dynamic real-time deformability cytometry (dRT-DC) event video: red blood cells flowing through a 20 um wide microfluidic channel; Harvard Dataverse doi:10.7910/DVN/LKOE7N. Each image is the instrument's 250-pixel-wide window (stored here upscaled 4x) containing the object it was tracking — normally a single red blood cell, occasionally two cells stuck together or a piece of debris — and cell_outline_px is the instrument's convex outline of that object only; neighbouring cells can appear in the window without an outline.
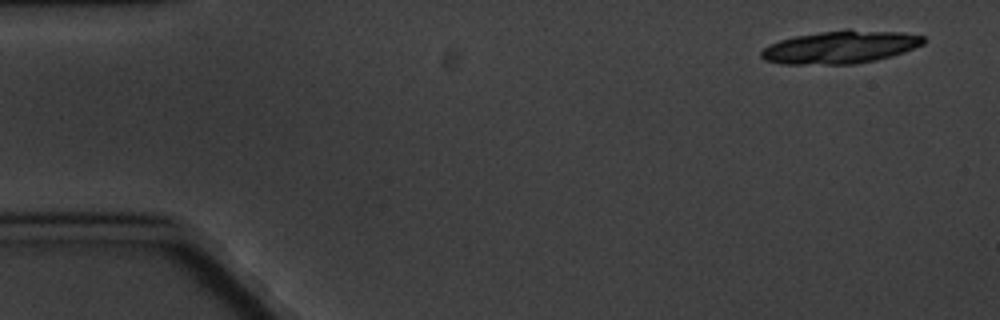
{"species": "common noctule bat (a hibernating species)", "species_latin": "Nyctalus noctula", "temperature_condition": "cold", "stored_images_in_passage": 4, "camera_frame_rate_fps": 3000, "um_per_image_px": 0.085, "animal": {"sex": "male", "body_mass_g": 20.1, "forearm_length_mm": 53.5}, "frame": {"image": 1, "passage_image": 1, "time_ms": 0.0, "image_size_px": [1000, 320], "cell_outline_px": [[924, 44], [904, 52], [892, 56], [876, 60], [856, 64], [784, 64], [764, 60], [760, 56], [760, 52], [764, 48], [780, 40], [796, 36], [820, 32], [848, 28], [900, 32], [924, 36]], "centroid_in_image_um": [71.46, 4.0], "position_along_channel_um": 13.5, "area_um2": 31.15}}